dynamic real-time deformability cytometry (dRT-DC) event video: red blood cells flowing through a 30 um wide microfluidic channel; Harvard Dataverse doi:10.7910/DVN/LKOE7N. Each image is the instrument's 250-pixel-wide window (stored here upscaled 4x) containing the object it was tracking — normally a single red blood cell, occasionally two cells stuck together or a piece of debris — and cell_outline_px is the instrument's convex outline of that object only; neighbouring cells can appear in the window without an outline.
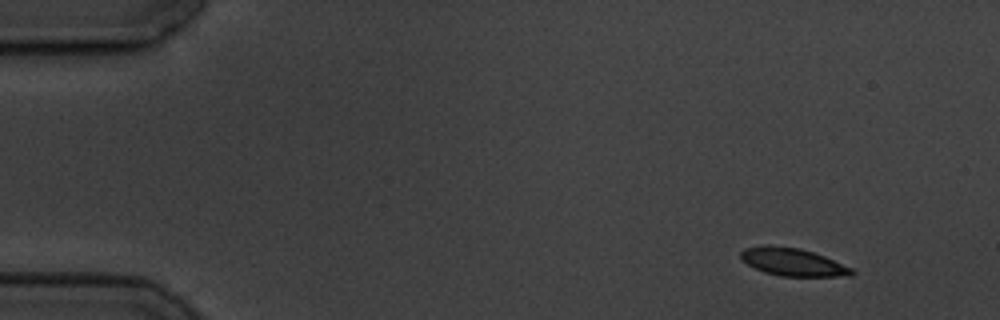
{"species": "common noctule bat (a hibernating species)", "species_latin": "Nyctalus noctula", "temperature_condition": "cold", "stored_images_in_passage": 4, "camera_frame_rate_fps": 3000, "um_per_image_px": 0.085, "animal": {"sex": "male", "body_mass_g": 19.5, "forearm_length_mm": 54.6}, "frame": {"image": 1, "passage_image": 1, "time_ms": 0.0, "image_size_px": [1000, 320], "cell_outline_px": [[856, 272], [852, 276], [780, 276], [764, 272], [740, 260], [740, 252], [744, 248], [764, 244], [768, 244], [800, 248], [824, 256], [852, 268]], "centroid_in_image_um": [67.36, 22.26], "position_along_channel_um": 17.6, "area_um2": 18.09}}
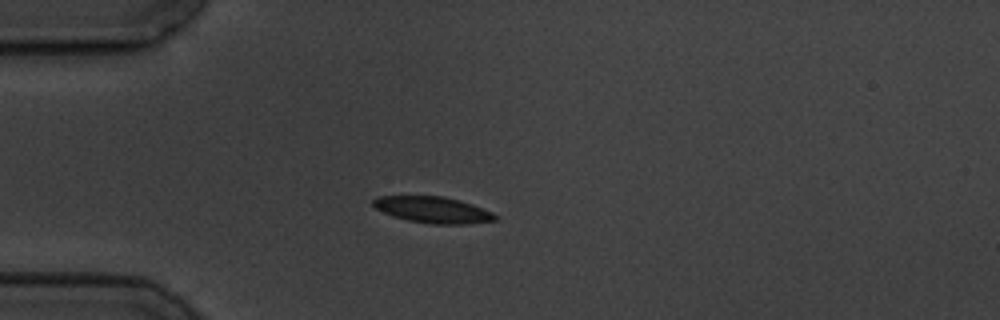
{"frame": {"image": 2, "passage_image": 4, "time_ms": 3.333, "image_size_px": [1000, 320], "cell_outline_px": [[500, 216], [496, 220], [468, 224], [432, 224], [408, 220], [392, 216], [376, 208], [372, 204], [372, 200], [380, 196], [444, 196], [460, 200], [472, 204], [492, 212]], "centroid_in_image_um": [36.83, 17.83], "position_along_channel_um": 48.2, "area_um2": 18.73}}